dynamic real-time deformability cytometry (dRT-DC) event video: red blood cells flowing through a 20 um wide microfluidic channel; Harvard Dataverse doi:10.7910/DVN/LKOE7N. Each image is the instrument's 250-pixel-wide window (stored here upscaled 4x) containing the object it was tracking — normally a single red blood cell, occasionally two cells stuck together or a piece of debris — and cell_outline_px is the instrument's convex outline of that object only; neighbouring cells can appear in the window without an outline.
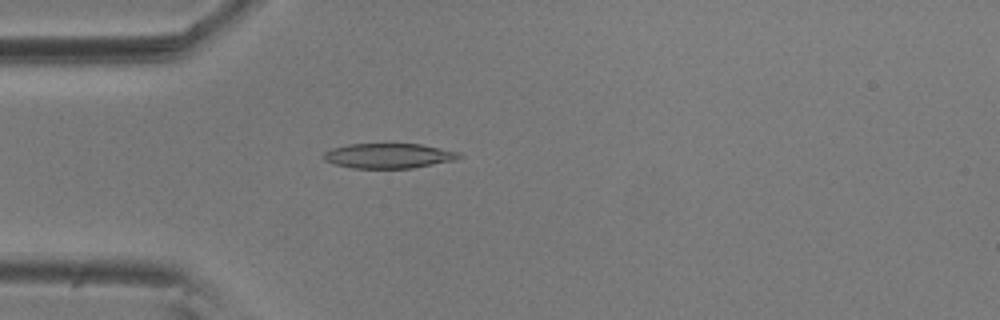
{"species": "common noctule bat (a hibernating species)", "species_latin": "Nyctalus noctula", "temperature_condition": "room temperature", "stored_images_in_passage": 38, "camera_frame_rate_fps": 3000, "um_per_image_px": 0.085, "animal": {"sex": "male", "body_mass_g": 20.5, "forearm_length_mm": 52.5}, "frame": {"image": 1, "passage_image": 6, "time_ms": 1.667, "image_size_px": [1000, 320], "cell_outline_px": [[464, 156], [456, 160], [412, 168], [352, 168], [336, 164], [324, 160], [324, 152], [332, 148], [348, 144], [420, 144], [460, 152]], "centroid_in_image_um": [33.07, 13.24], "position_along_channel_um": 51.9, "area_um2": 19.65}}
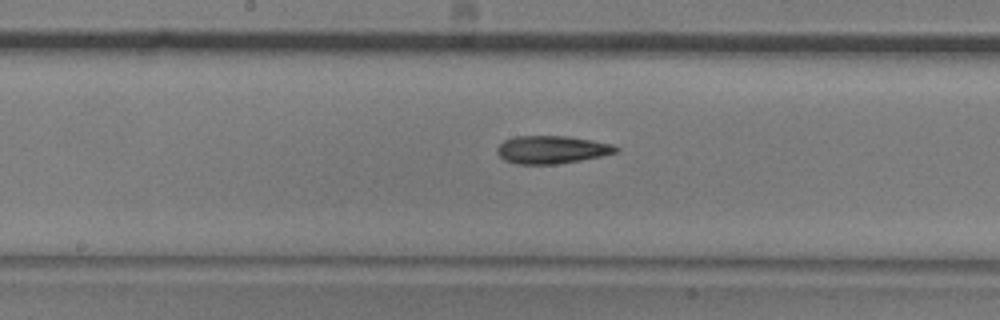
{"frame": {"image": 2, "passage_image": 19, "time_ms": 6.0, "image_size_px": [1000, 320], "cell_outline_px": [[620, 148], [616, 152], [600, 156], [580, 160], [556, 164], [516, 164], [504, 160], [496, 152], [496, 148], [504, 140], [516, 136], [568, 136], [592, 140], [612, 144]], "centroid_in_image_um": [46.87, 12.71], "position_along_channel_um": 201.3, "area_um2": 19.25}}
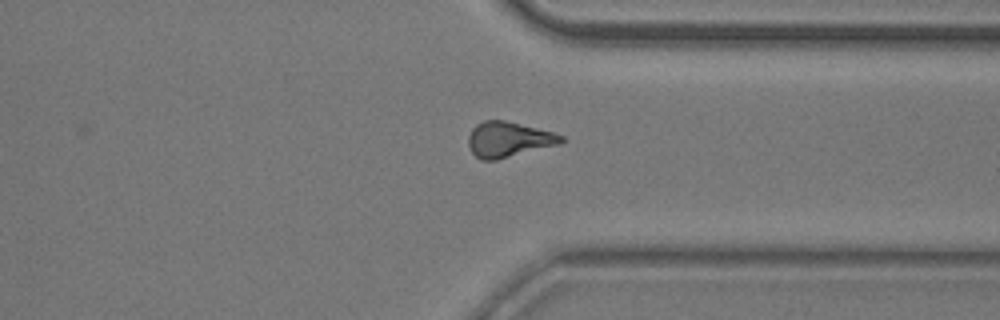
{"frame": {"image": 3, "passage_image": 33, "time_ms": 10.667, "image_size_px": [1000, 320], "cell_outline_px": [[564, 140], [560, 144], [496, 160], [480, 160], [472, 152], [468, 144], [468, 136], [472, 128], [476, 124], [484, 120], [504, 120], [552, 132], [564, 136]], "centroid_in_image_um": [43.2, 11.86], "position_along_channel_um": 368.2, "area_um2": 19.02}, "authors_computed_cell_mechanics": {"area_um2": 19.1607, "velocity_mm_per_s": 3.6074, "shape_relaxation_time_tau1_ms": 8.4612, "shape_relaxation_time_tau2_ms": 10.9301, "deformation_change_tau1": 0.2012, "deformation_change_tau2": 0.255}}